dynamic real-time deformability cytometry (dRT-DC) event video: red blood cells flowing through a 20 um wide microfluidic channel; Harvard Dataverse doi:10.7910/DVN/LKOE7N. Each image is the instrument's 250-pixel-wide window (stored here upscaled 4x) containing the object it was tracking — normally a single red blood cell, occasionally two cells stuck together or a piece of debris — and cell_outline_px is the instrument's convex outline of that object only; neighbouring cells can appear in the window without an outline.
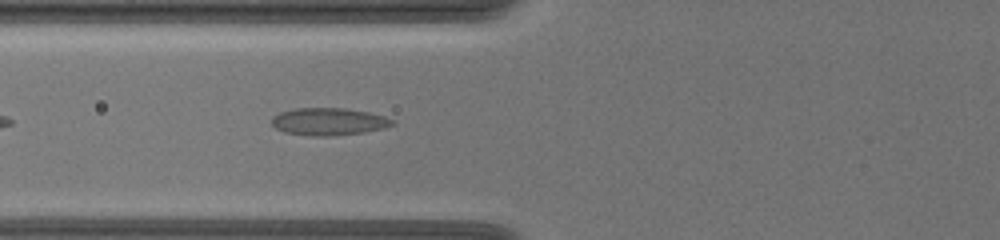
{"species": "common noctule bat (a hibernating species)", "species_latin": "Nyctalus noctula", "temperature_condition": "warm", "stored_images_in_passage": 40, "camera_frame_rate_fps": 3000, "um_per_image_px": 0.085, "animal": {"sex": "female", "body_mass_g": 19.5, "forearm_length_mm": 54.1}, "frame": {"image": 1, "passage_image": 6, "time_ms": 1.667, "image_size_px": [1000, 240], "cell_outline_px": [[396, 124], [384, 128], [364, 132], [332, 136], [312, 136], [284, 132], [276, 128], [272, 124], [272, 116], [280, 112], [296, 108], [344, 108], [368, 112], [384, 116], [396, 120]], "centroid_in_image_um": [27.96, 10.33], "position_along_channel_um": 97.8, "area_um2": 19.36}}
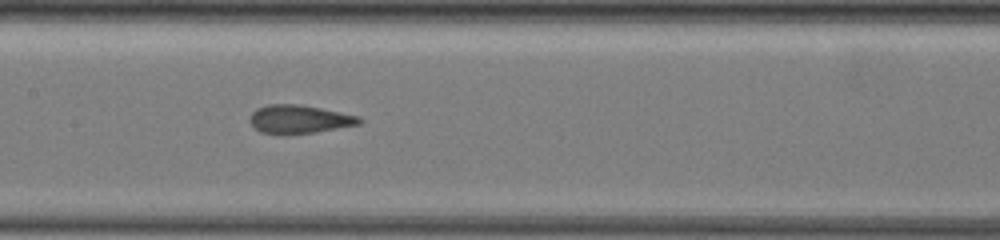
{"frame": {"image": 2, "passage_image": 13, "time_ms": 4.0, "image_size_px": [1000, 240], "cell_outline_px": [[364, 120], [360, 124], [316, 132], [288, 136], [280, 136], [260, 132], [248, 120], [252, 112], [256, 108], [268, 104], [296, 104], [320, 108], [360, 116]], "centroid_in_image_um": [25.41, 10.16], "position_along_channel_um": 182.0, "area_um2": 18.55}}
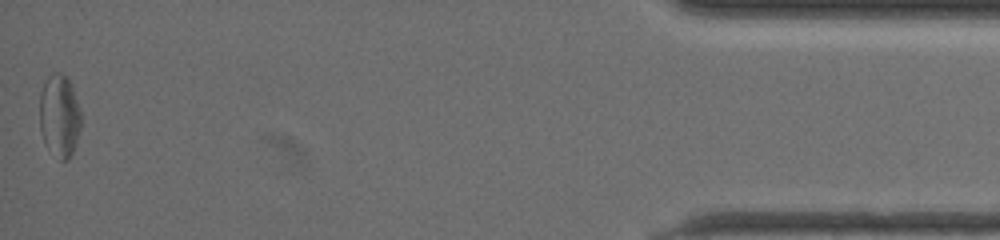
{"frame": {"image": 3, "passage_image": 40, "time_ms": 13.0, "image_size_px": [1000, 240], "cell_outline_px": [[80, 128], [72, 152], [68, 160], [60, 160], [48, 148], [44, 140], [40, 128], [40, 92], [44, 80], [52, 72], [60, 72], [68, 76], [80, 108]], "centroid_in_image_um": [5.04, 9.78], "position_along_channel_um": 430.2, "area_um2": 19.94}, "authors_computed_cell_mechanics": {"area_um2": 18.496, "velocity_mm_per_s": 3.5835, "shape_relaxation_time_tau1_ms": null, "shape_relaxation_time_tau2_ms": 1.777, "deformation_change_tau1": null, "deformation_change_tau2": 0.11}}